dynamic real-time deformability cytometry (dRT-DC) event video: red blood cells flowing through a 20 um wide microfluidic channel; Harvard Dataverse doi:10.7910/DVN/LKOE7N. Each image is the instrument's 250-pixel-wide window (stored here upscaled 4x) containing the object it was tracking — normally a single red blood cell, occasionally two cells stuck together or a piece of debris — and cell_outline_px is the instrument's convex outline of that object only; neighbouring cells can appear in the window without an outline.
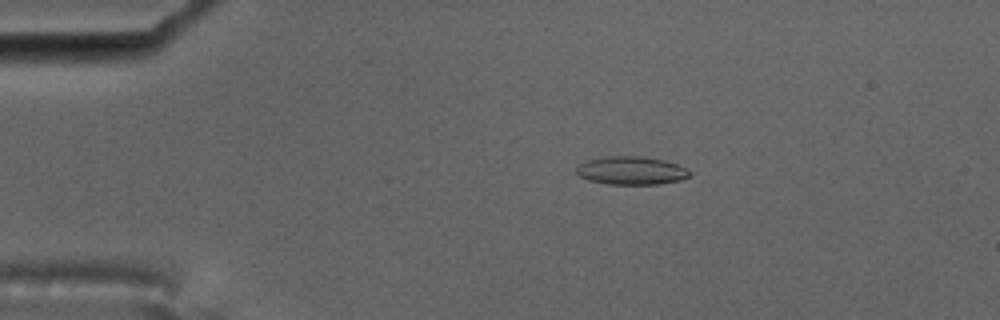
{"species": "common noctule bat (a hibernating species)", "species_latin": "Nyctalus noctula", "temperature_condition": "cold", "stored_images_in_passage": 58, "camera_frame_rate_fps": 3000, "um_per_image_px": 0.085, "animal": {"sex": "male", "body_mass_g": 17.5, "forearm_length_mm": 52.3}, "frame": {"image": 1, "passage_image": 12, "time_ms": 3.667, "image_size_px": [1000, 320], "cell_outline_px": [[692, 172], [688, 176], [680, 180], [660, 184], [608, 184], [588, 180], [580, 176], [576, 172], [576, 168], [580, 164], [588, 160], [608, 156], [640, 156], [664, 160], [676, 164]], "centroid_in_image_um": [53.65, 14.5], "position_along_channel_um": 31.4, "area_um2": 18.44}}
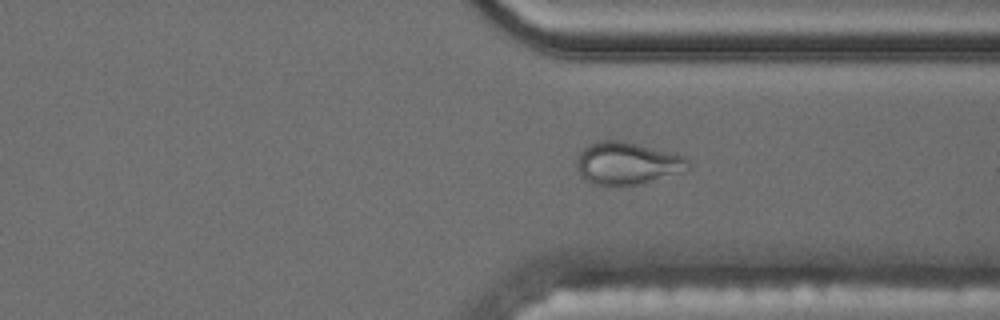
{"frame": {"image": 2, "passage_image": 44, "time_ms": 14.333, "image_size_px": [1000, 320], "cell_outline_px": [[692, 164], [688, 172], [640, 184], [604, 188], [592, 184], [584, 180], [580, 176], [576, 168], [576, 164], [580, 152], [588, 144], [596, 140], [620, 140], [684, 156]], "centroid_in_image_um": [53.3, 13.93], "position_along_channel_um": 358.1, "area_um2": 28.44}}
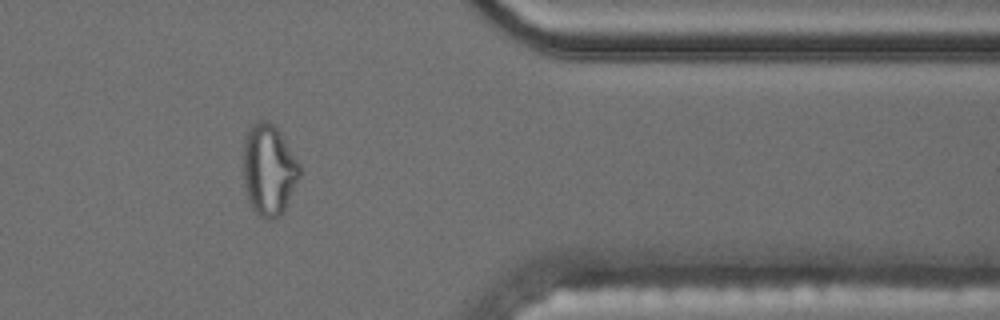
{"frame": {"image": 3, "passage_image": 48, "time_ms": 15.667, "image_size_px": [1000, 320], "cell_outline_px": [[300, 176], [280, 216], [272, 220], [268, 220], [260, 216], [252, 208], [248, 200], [244, 188], [244, 136], [252, 124], [256, 120], [268, 120], [280, 132], [300, 164]], "centroid_in_image_um": [22.83, 14.42], "position_along_channel_um": 388.6, "area_um2": 29.88}, "authors_computed_cell_mechanics": {"area_um2": 18.9295, "velocity_mm_per_s": 3.5317, "shape_relaxation_time_tau1_ms": null, "shape_relaxation_time_tau2_ms": 1.3402, "deformation_change_tau1": null, "deformation_change_tau2": 0.0785}}